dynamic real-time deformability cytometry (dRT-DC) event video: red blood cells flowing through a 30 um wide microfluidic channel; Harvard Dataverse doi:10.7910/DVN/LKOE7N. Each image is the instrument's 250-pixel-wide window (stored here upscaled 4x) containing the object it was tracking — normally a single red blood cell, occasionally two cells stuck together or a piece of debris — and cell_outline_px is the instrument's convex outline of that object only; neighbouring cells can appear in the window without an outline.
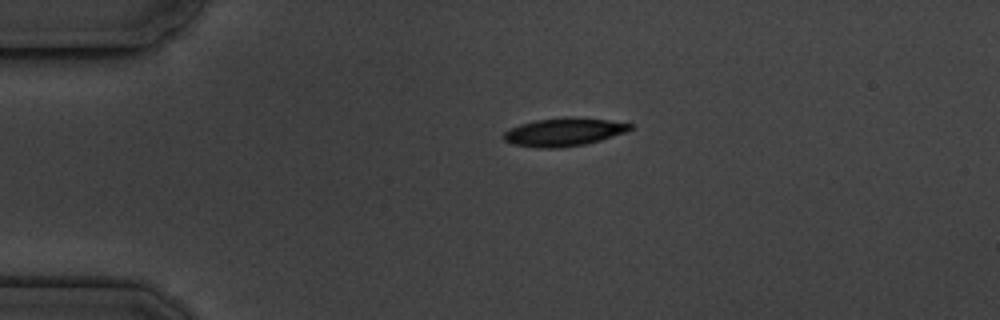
{"species": "common noctule bat (a hibernating species)", "species_latin": "Nyctalus noctula", "temperature_condition": "cold", "stored_images_in_passage": 5, "camera_frame_rate_fps": 3000, "um_per_image_px": 0.085, "animal": {"sex": "male", "body_mass_g": 19.5, "forearm_length_mm": 54.6}, "frame": {"image": 1, "passage_image": 5, "time_ms": 5.333, "image_size_px": [1000, 320], "cell_outline_px": [[632, 128], [624, 132], [600, 140], [584, 144], [560, 148], [536, 148], [512, 144], [504, 140], [500, 136], [508, 128], [520, 124], [536, 120], [564, 116], [572, 116], [608, 120], [632, 124]], "centroid_in_image_um": [47.84, 11.21], "position_along_channel_um": 37.2, "area_um2": 20.92}}